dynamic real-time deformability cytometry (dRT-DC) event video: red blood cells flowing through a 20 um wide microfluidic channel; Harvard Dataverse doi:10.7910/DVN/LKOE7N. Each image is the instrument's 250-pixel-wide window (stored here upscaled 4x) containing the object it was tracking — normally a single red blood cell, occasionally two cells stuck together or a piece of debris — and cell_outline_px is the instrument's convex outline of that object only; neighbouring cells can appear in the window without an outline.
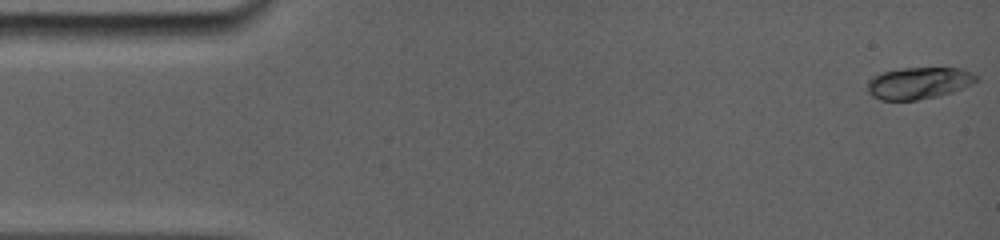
{"species": "common noctule bat (a hibernating species)", "species_latin": "Nyctalus noctula", "temperature_condition": "room temperature", "stored_images_in_passage": 35, "camera_frame_rate_fps": 5000, "um_per_image_px": 0.085, "animal": {"sex": "female", "body_mass_g": 19.0, "forearm_length_mm": 56.7}, "frame": {"image": 1, "passage_image": 1, "time_ms": 0.0, "image_size_px": [1000, 240], "cell_outline_px": [[980, 80], [972, 84], [952, 92], [936, 96], [916, 100], [880, 100], [872, 96], [868, 92], [868, 80], [872, 76], [880, 72], [900, 68], [960, 68], [972, 72]], "centroid_in_image_um": [78.07, 7.05], "position_along_channel_um": 6.9, "area_um2": 20.29}}
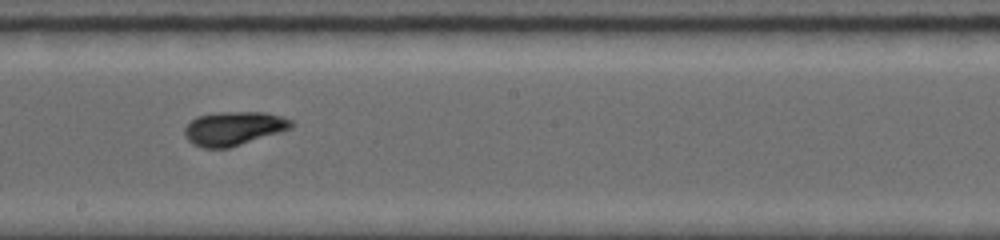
{"frame": {"image": 2, "passage_image": 18, "time_ms": 9.0, "image_size_px": [1000, 240], "cell_outline_px": [[292, 128], [228, 148], [204, 148], [192, 144], [188, 140], [184, 132], [184, 128], [196, 116], [216, 112], [264, 112], [280, 116], [292, 120]], "centroid_in_image_um": [19.83, 10.91], "position_along_channel_um": 228.4, "area_um2": 20.87}}
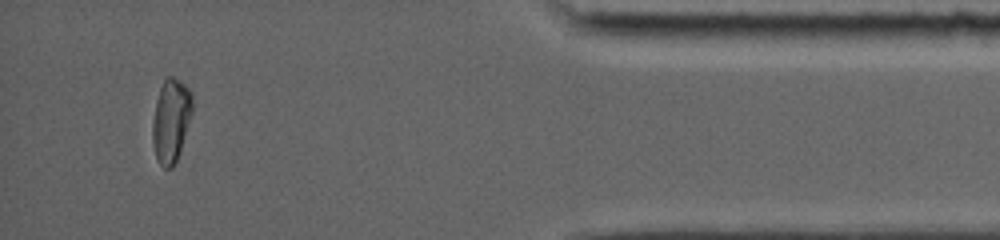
{"frame": {"image": 3, "passage_image": 32, "time_ms": 15.0, "image_size_px": [1000, 240], "cell_outline_px": [[192, 112], [176, 160], [172, 168], [164, 168], [160, 164], [156, 156], [152, 144], [152, 120], [160, 88], [164, 80], [168, 76], [172, 76], [184, 84], [188, 88], [192, 96]], "centroid_in_image_um": [14.51, 10.23], "position_along_channel_um": 420.7, "area_um2": 18.96}, "authors_computed_cell_mechanics": {"area_um2": 19.8832, "velocity_mm_per_s": 3.8572, "shape_relaxation_time_tau1_ms": 5.5107, "shape_relaxation_time_tau2_ms": 3.2136, "deformation_change_tau1": 0.2015, "deformation_change_tau2": 0.0463}}